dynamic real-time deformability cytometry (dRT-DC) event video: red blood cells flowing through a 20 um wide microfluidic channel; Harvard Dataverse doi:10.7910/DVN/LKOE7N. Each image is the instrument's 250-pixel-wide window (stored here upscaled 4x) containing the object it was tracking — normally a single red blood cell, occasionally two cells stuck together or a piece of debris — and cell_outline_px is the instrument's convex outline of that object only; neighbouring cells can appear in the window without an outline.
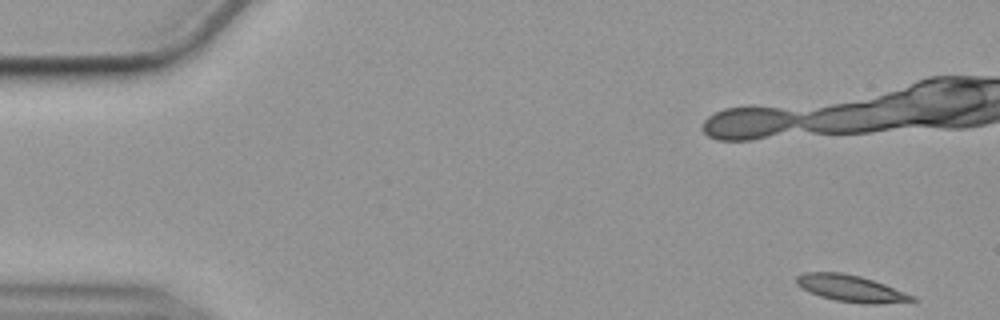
{"species": "common noctule bat (a hibernating species)", "species_latin": "Nyctalus noctula", "temperature_condition": "cold", "stored_images_in_passage": 21, "camera_frame_rate_fps": 3000, "um_per_image_px": 0.085, "animal": {"sex": "female", "body_mass_g": 19.9}, "frame": {"image": 1, "passage_image": 1, "time_ms": 0.0, "image_size_px": [1000, 320], "cell_outline_px": [[916, 300], [876, 304], [864, 304], [836, 300], [820, 296], [796, 284], [796, 276], [804, 272], [844, 272], [860, 276], [884, 284], [916, 296]], "centroid_in_image_um": [72.33, 24.5], "position_along_channel_um": 12.7, "area_um2": 17.74}}